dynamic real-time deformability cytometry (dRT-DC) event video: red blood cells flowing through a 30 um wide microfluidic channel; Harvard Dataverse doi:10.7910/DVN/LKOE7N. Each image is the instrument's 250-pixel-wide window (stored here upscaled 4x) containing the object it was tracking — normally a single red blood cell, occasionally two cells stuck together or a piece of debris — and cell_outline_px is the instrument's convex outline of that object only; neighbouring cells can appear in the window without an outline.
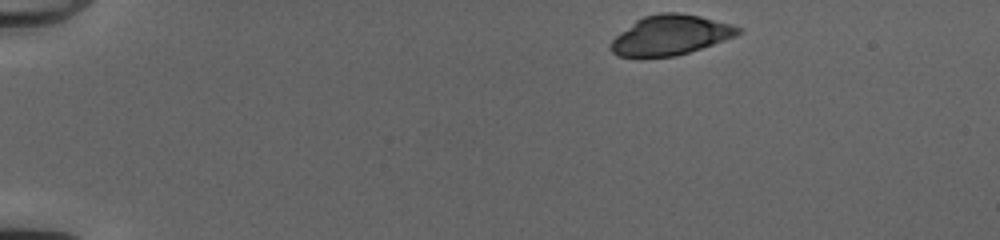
{"species": "common noctule bat (a hibernating species)", "species_latin": "Nyctalus noctula", "temperature_condition": "cold", "stored_images_in_passage": 43, "camera_frame_rate_fps": 3000, "um_per_image_px": 0.085, "animal": {"sex": "female", "body_mass_g": 20.0, "forearm_length_mm": 54.0}, "frame": {"image": 1, "passage_image": 1, "time_ms": 0.0, "image_size_px": [1000, 240], "cell_outline_px": [[744, 32], [736, 36], [676, 56], [616, 56], [608, 48], [612, 40], [620, 32], [636, 20], [644, 16], [660, 12], [676, 12], [700, 16], [732, 24], [744, 28]], "centroid_in_image_um": [57.01, 2.97], "position_along_channel_um": 28.0, "area_um2": 29.48}}